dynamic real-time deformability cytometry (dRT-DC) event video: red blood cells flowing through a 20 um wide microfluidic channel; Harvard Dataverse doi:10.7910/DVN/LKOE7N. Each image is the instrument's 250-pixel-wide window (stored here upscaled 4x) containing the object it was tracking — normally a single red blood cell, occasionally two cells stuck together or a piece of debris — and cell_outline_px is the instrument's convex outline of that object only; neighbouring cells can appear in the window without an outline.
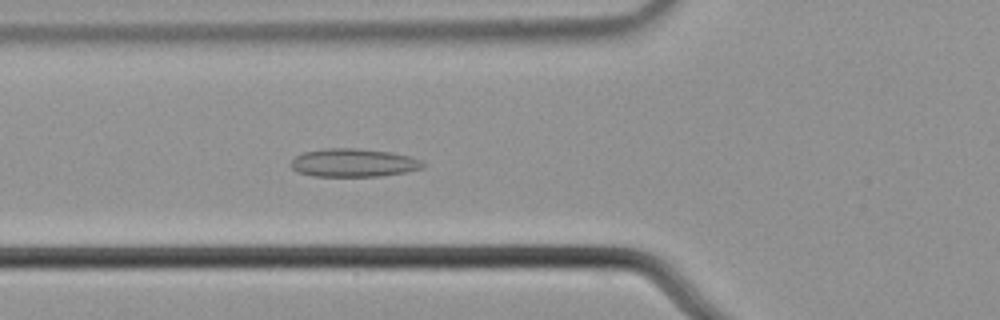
{"species": "common noctule bat (a hibernating species)", "species_latin": "Nyctalus noctula", "temperature_condition": "cold", "stored_images_in_passage": 56, "camera_frame_rate_fps": 3000, "um_per_image_px": 0.085, "animal": {"sex": "male", "body_mass_g": 21.5, "forearm_length_mm": 52.0}, "frame": {"image": 1, "passage_image": 19, "time_ms": 6.0, "image_size_px": [1000, 320], "cell_outline_px": [[428, 164], [424, 168], [408, 172], [380, 176], [312, 176], [296, 172], [292, 168], [292, 160], [296, 156], [304, 152], [324, 148], [356, 148], [392, 152], [408, 156], [420, 160]], "centroid_in_image_um": [30.09, 13.84], "position_along_channel_um": 95.7, "area_um2": 21.91}}
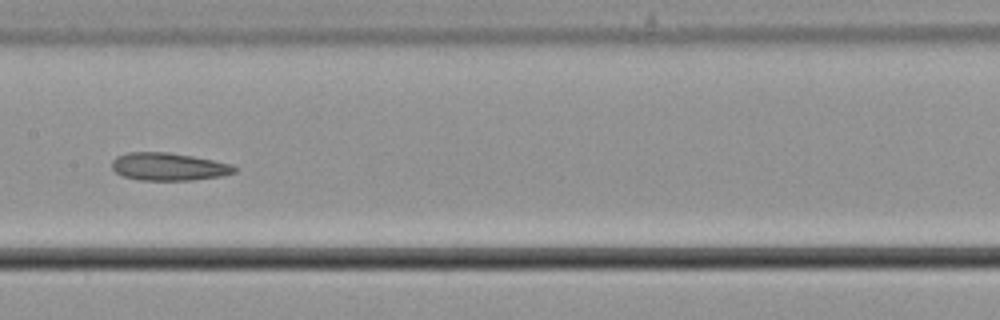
{"frame": {"image": 2, "passage_image": 27, "time_ms": 8.667, "image_size_px": [1000, 320], "cell_outline_px": [[236, 172], [224, 176], [192, 180], [140, 180], [124, 176], [116, 172], [112, 168], [112, 160], [116, 156], [128, 152], [168, 152], [192, 156], [232, 164], [236, 168]], "centroid_in_image_um": [14.34, 14.17], "position_along_channel_um": 193.1, "area_um2": 19.83}}
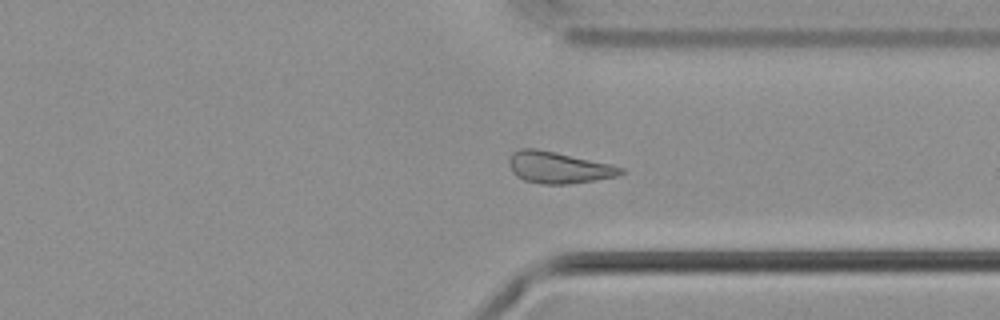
{"frame": {"image": 3, "passage_image": 41, "time_ms": 13.333, "image_size_px": [1000, 320], "cell_outline_px": [[624, 172], [620, 176], [596, 180], [568, 184], [540, 184], [524, 180], [516, 176], [512, 172], [508, 164], [508, 160], [512, 152], [520, 148], [536, 148], [608, 164], [624, 168]], "centroid_in_image_um": [47.43, 14.25], "position_along_channel_um": 364.0, "area_um2": 20.52}}